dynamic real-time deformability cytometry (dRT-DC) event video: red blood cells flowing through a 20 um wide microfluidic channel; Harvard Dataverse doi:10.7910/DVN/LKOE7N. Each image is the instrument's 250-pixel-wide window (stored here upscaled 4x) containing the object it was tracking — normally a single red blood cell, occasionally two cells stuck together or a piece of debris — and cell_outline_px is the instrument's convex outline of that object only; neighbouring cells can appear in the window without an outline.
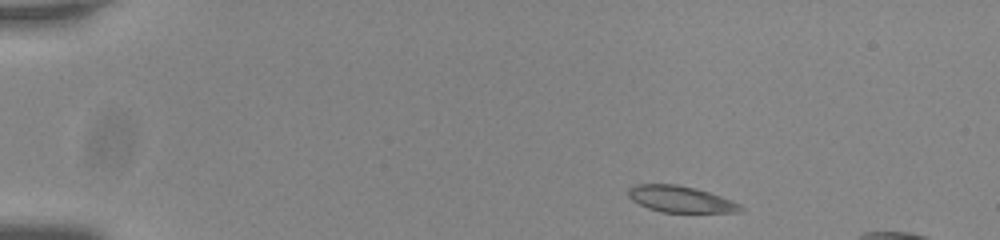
{"species": "common noctule bat (a hibernating species)", "species_latin": "Nyctalus noctula", "temperature_condition": "room temperature", "stored_images_in_passage": 45, "camera_frame_rate_fps": 3000, "um_per_image_px": 0.085, "animal": {"sex": "male", "body_mass_g": 20.0, "forearm_length_mm": 53.3}, "frame": {"image": 1, "passage_image": 1, "time_ms": 0.0, "image_size_px": [1000, 240], "cell_outline_px": [[744, 208], [740, 212], [660, 212], [648, 208], [632, 200], [628, 196], [628, 188], [636, 184], [676, 184], [696, 188], [732, 200], [740, 204]], "centroid_in_image_um": [57.84, 16.93], "position_along_channel_um": 27.2, "area_um2": 17.22}}
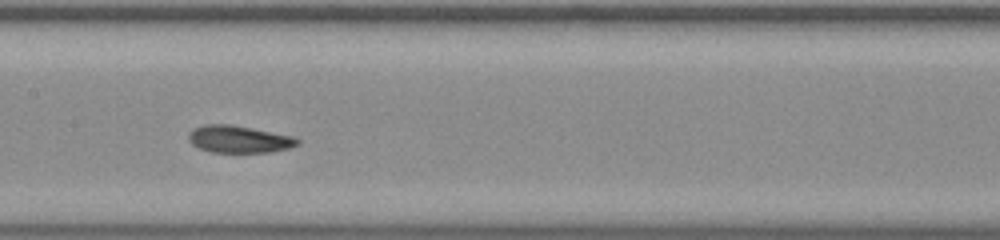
{"frame": {"image": 2, "passage_image": 21, "time_ms": 6.667, "image_size_px": [1000, 240], "cell_outline_px": [[300, 144], [288, 148], [272, 152], [212, 152], [200, 148], [192, 144], [188, 140], [188, 132], [204, 124], [228, 124], [252, 128], [292, 136], [300, 140]], "centroid_in_image_um": [20.31, 11.83], "position_along_channel_um": 187.1, "area_um2": 17.17}}
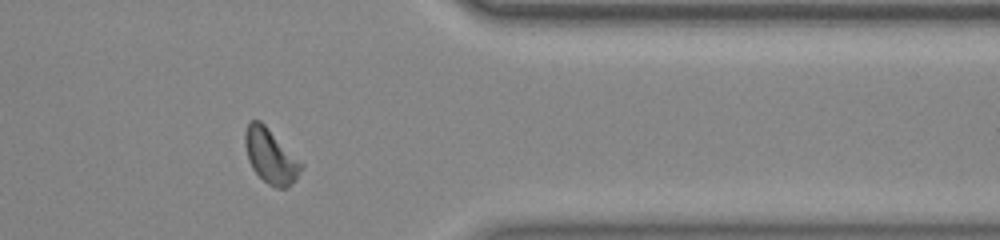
{"frame": {"image": 3, "passage_image": 38, "time_ms": 12.333, "image_size_px": [1000, 240], "cell_outline_px": [[304, 164], [296, 180], [288, 188], [276, 188], [268, 184], [252, 168], [248, 160], [244, 144], [244, 132], [248, 124], [252, 120], [260, 120]], "centroid_in_image_um": [23.0, 13.28], "position_along_channel_um": 388.4, "area_um2": 17.8}}